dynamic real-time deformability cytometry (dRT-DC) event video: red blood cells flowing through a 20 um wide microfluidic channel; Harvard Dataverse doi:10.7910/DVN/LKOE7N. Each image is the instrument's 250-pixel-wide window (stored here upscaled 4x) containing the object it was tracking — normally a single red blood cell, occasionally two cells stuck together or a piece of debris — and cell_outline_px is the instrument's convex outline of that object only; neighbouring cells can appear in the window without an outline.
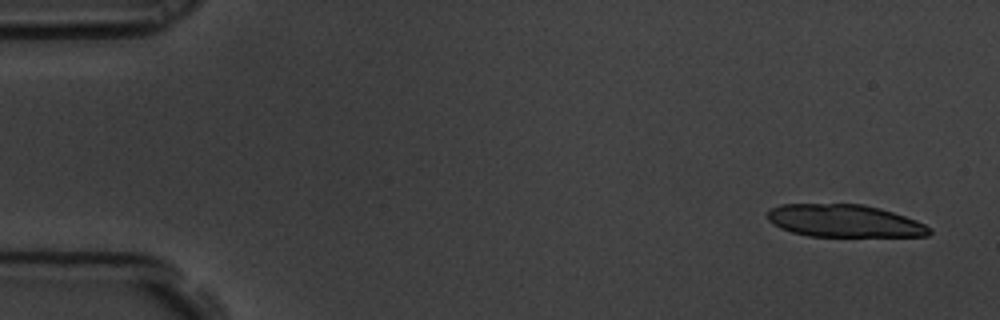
{"species": "common noctule bat (a hibernating species)", "species_latin": "Nyctalus noctula", "temperature_condition": "room temperature", "stored_images_in_passage": 18, "camera_frame_rate_fps": 3000, "um_per_image_px": 0.085, "animal": {"sex": "male", "body_mass_g": 19.5, "forearm_length_mm": 54.6}, "frame": {"image": 1, "passage_image": 3, "time_ms": 0.667, "image_size_px": [1000, 320], "cell_outline_px": [[932, 232], [928, 236], [808, 236], [792, 232], [780, 228], [772, 224], [768, 220], [768, 208], [780, 204], [864, 204], [880, 208], [916, 220], [932, 228]], "centroid_in_image_um": [71.75, 18.77], "position_along_channel_um": 13.3, "area_um2": 30.81}}